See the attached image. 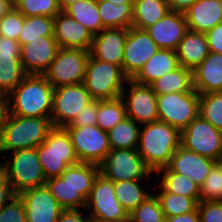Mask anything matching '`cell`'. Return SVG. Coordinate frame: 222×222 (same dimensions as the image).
<instances>
[{"label":"cell","mask_w":222,"mask_h":222,"mask_svg":"<svg viewBox=\"0 0 222 222\" xmlns=\"http://www.w3.org/2000/svg\"><path fill=\"white\" fill-rule=\"evenodd\" d=\"M54 88L44 75L27 74L6 96L8 113L21 117H50Z\"/></svg>","instance_id":"6da1fadb"},{"label":"cell","mask_w":222,"mask_h":222,"mask_svg":"<svg viewBox=\"0 0 222 222\" xmlns=\"http://www.w3.org/2000/svg\"><path fill=\"white\" fill-rule=\"evenodd\" d=\"M141 126L137 151L146 166L155 173L168 165L181 145V131L161 121Z\"/></svg>","instance_id":"7a4b0ae2"},{"label":"cell","mask_w":222,"mask_h":222,"mask_svg":"<svg viewBox=\"0 0 222 222\" xmlns=\"http://www.w3.org/2000/svg\"><path fill=\"white\" fill-rule=\"evenodd\" d=\"M53 129L50 117H21L7 112L1 130L2 152L36 148Z\"/></svg>","instance_id":"3957f363"},{"label":"cell","mask_w":222,"mask_h":222,"mask_svg":"<svg viewBox=\"0 0 222 222\" xmlns=\"http://www.w3.org/2000/svg\"><path fill=\"white\" fill-rule=\"evenodd\" d=\"M36 152L46 180L60 176L69 166L80 163L71 138L64 128H56L48 134Z\"/></svg>","instance_id":"277c9868"},{"label":"cell","mask_w":222,"mask_h":222,"mask_svg":"<svg viewBox=\"0 0 222 222\" xmlns=\"http://www.w3.org/2000/svg\"><path fill=\"white\" fill-rule=\"evenodd\" d=\"M127 79L118 65L89 56L83 84L92 99L121 97Z\"/></svg>","instance_id":"5b68a950"},{"label":"cell","mask_w":222,"mask_h":222,"mask_svg":"<svg viewBox=\"0 0 222 222\" xmlns=\"http://www.w3.org/2000/svg\"><path fill=\"white\" fill-rule=\"evenodd\" d=\"M11 153L6 162V180L15 195L46 183L36 148L16 150Z\"/></svg>","instance_id":"8992f818"},{"label":"cell","mask_w":222,"mask_h":222,"mask_svg":"<svg viewBox=\"0 0 222 222\" xmlns=\"http://www.w3.org/2000/svg\"><path fill=\"white\" fill-rule=\"evenodd\" d=\"M90 50L59 48L56 57L43 74L55 89L84 81Z\"/></svg>","instance_id":"52a82bcc"},{"label":"cell","mask_w":222,"mask_h":222,"mask_svg":"<svg viewBox=\"0 0 222 222\" xmlns=\"http://www.w3.org/2000/svg\"><path fill=\"white\" fill-rule=\"evenodd\" d=\"M152 173L137 149H111L99 165V174L113 182L143 180Z\"/></svg>","instance_id":"ba28073f"},{"label":"cell","mask_w":222,"mask_h":222,"mask_svg":"<svg viewBox=\"0 0 222 222\" xmlns=\"http://www.w3.org/2000/svg\"><path fill=\"white\" fill-rule=\"evenodd\" d=\"M158 121L165 122L180 131L199 115V93H169L157 95Z\"/></svg>","instance_id":"9c48e42d"},{"label":"cell","mask_w":222,"mask_h":222,"mask_svg":"<svg viewBox=\"0 0 222 222\" xmlns=\"http://www.w3.org/2000/svg\"><path fill=\"white\" fill-rule=\"evenodd\" d=\"M75 153L81 163L99 166L111 150L108 134L97 125L66 126Z\"/></svg>","instance_id":"30bf717a"},{"label":"cell","mask_w":222,"mask_h":222,"mask_svg":"<svg viewBox=\"0 0 222 222\" xmlns=\"http://www.w3.org/2000/svg\"><path fill=\"white\" fill-rule=\"evenodd\" d=\"M181 146L215 161H222V131L200 115L181 131Z\"/></svg>","instance_id":"8fae6325"},{"label":"cell","mask_w":222,"mask_h":222,"mask_svg":"<svg viewBox=\"0 0 222 222\" xmlns=\"http://www.w3.org/2000/svg\"><path fill=\"white\" fill-rule=\"evenodd\" d=\"M85 209L89 216L115 222H129V214L119 203L114 182L99 174L94 180Z\"/></svg>","instance_id":"7c38bea8"},{"label":"cell","mask_w":222,"mask_h":222,"mask_svg":"<svg viewBox=\"0 0 222 222\" xmlns=\"http://www.w3.org/2000/svg\"><path fill=\"white\" fill-rule=\"evenodd\" d=\"M91 98L83 82L54 89L51 120L56 128L69 125Z\"/></svg>","instance_id":"4fadbf2b"},{"label":"cell","mask_w":222,"mask_h":222,"mask_svg":"<svg viewBox=\"0 0 222 222\" xmlns=\"http://www.w3.org/2000/svg\"><path fill=\"white\" fill-rule=\"evenodd\" d=\"M126 86L129 88L128 91ZM125 87L121 98L125 103L126 116L139 125L158 121L157 94L151 86L127 79Z\"/></svg>","instance_id":"5bb4252c"},{"label":"cell","mask_w":222,"mask_h":222,"mask_svg":"<svg viewBox=\"0 0 222 222\" xmlns=\"http://www.w3.org/2000/svg\"><path fill=\"white\" fill-rule=\"evenodd\" d=\"M158 50L159 47L146 30L132 26L128 28L122 63L123 74L132 79Z\"/></svg>","instance_id":"9a60e30c"},{"label":"cell","mask_w":222,"mask_h":222,"mask_svg":"<svg viewBox=\"0 0 222 222\" xmlns=\"http://www.w3.org/2000/svg\"><path fill=\"white\" fill-rule=\"evenodd\" d=\"M25 206L27 222H57L64 210L46 184L19 194Z\"/></svg>","instance_id":"2e32d148"},{"label":"cell","mask_w":222,"mask_h":222,"mask_svg":"<svg viewBox=\"0 0 222 222\" xmlns=\"http://www.w3.org/2000/svg\"><path fill=\"white\" fill-rule=\"evenodd\" d=\"M54 37H40L22 45L20 60L26 74L43 75L59 50Z\"/></svg>","instance_id":"e0dca14e"},{"label":"cell","mask_w":222,"mask_h":222,"mask_svg":"<svg viewBox=\"0 0 222 222\" xmlns=\"http://www.w3.org/2000/svg\"><path fill=\"white\" fill-rule=\"evenodd\" d=\"M218 161L179 146L166 168L174 173L189 178L201 187L207 175Z\"/></svg>","instance_id":"ac0fdd59"},{"label":"cell","mask_w":222,"mask_h":222,"mask_svg":"<svg viewBox=\"0 0 222 222\" xmlns=\"http://www.w3.org/2000/svg\"><path fill=\"white\" fill-rule=\"evenodd\" d=\"M128 28H104L93 36L90 55L122 69L124 45Z\"/></svg>","instance_id":"d6986e66"},{"label":"cell","mask_w":222,"mask_h":222,"mask_svg":"<svg viewBox=\"0 0 222 222\" xmlns=\"http://www.w3.org/2000/svg\"><path fill=\"white\" fill-rule=\"evenodd\" d=\"M54 38L60 48L90 50L93 34L61 10L54 17Z\"/></svg>","instance_id":"ffe728a7"},{"label":"cell","mask_w":222,"mask_h":222,"mask_svg":"<svg viewBox=\"0 0 222 222\" xmlns=\"http://www.w3.org/2000/svg\"><path fill=\"white\" fill-rule=\"evenodd\" d=\"M146 31L159 48L175 51L188 31V25L184 13L169 11Z\"/></svg>","instance_id":"44dd1931"},{"label":"cell","mask_w":222,"mask_h":222,"mask_svg":"<svg viewBox=\"0 0 222 222\" xmlns=\"http://www.w3.org/2000/svg\"><path fill=\"white\" fill-rule=\"evenodd\" d=\"M184 15L188 30L206 33L222 23L221 0H197Z\"/></svg>","instance_id":"7402d4cb"},{"label":"cell","mask_w":222,"mask_h":222,"mask_svg":"<svg viewBox=\"0 0 222 222\" xmlns=\"http://www.w3.org/2000/svg\"><path fill=\"white\" fill-rule=\"evenodd\" d=\"M193 87L199 94L222 92V54L209 52L193 70Z\"/></svg>","instance_id":"603a6c76"},{"label":"cell","mask_w":222,"mask_h":222,"mask_svg":"<svg viewBox=\"0 0 222 222\" xmlns=\"http://www.w3.org/2000/svg\"><path fill=\"white\" fill-rule=\"evenodd\" d=\"M175 51L179 65L193 71L209 54L205 33L188 30Z\"/></svg>","instance_id":"cb8c5ba5"},{"label":"cell","mask_w":222,"mask_h":222,"mask_svg":"<svg viewBox=\"0 0 222 222\" xmlns=\"http://www.w3.org/2000/svg\"><path fill=\"white\" fill-rule=\"evenodd\" d=\"M178 66L176 51L159 48L132 79L137 83L150 85Z\"/></svg>","instance_id":"d4e9b609"},{"label":"cell","mask_w":222,"mask_h":222,"mask_svg":"<svg viewBox=\"0 0 222 222\" xmlns=\"http://www.w3.org/2000/svg\"><path fill=\"white\" fill-rule=\"evenodd\" d=\"M170 11L166 0H135L132 27L146 30Z\"/></svg>","instance_id":"484cf974"},{"label":"cell","mask_w":222,"mask_h":222,"mask_svg":"<svg viewBox=\"0 0 222 222\" xmlns=\"http://www.w3.org/2000/svg\"><path fill=\"white\" fill-rule=\"evenodd\" d=\"M157 95L190 92L193 87V71L183 66L166 73L150 84Z\"/></svg>","instance_id":"4316f807"},{"label":"cell","mask_w":222,"mask_h":222,"mask_svg":"<svg viewBox=\"0 0 222 222\" xmlns=\"http://www.w3.org/2000/svg\"><path fill=\"white\" fill-rule=\"evenodd\" d=\"M99 16L104 28H130L133 18V3L115 5L97 1Z\"/></svg>","instance_id":"83f0119b"},{"label":"cell","mask_w":222,"mask_h":222,"mask_svg":"<svg viewBox=\"0 0 222 222\" xmlns=\"http://www.w3.org/2000/svg\"><path fill=\"white\" fill-rule=\"evenodd\" d=\"M98 175L99 166L80 162L69 166L60 177L70 183L87 200Z\"/></svg>","instance_id":"f1b7e54d"},{"label":"cell","mask_w":222,"mask_h":222,"mask_svg":"<svg viewBox=\"0 0 222 222\" xmlns=\"http://www.w3.org/2000/svg\"><path fill=\"white\" fill-rule=\"evenodd\" d=\"M46 186L59 205L64 209H85L86 199L70 183L60 176L46 180Z\"/></svg>","instance_id":"f546056e"},{"label":"cell","mask_w":222,"mask_h":222,"mask_svg":"<svg viewBox=\"0 0 222 222\" xmlns=\"http://www.w3.org/2000/svg\"><path fill=\"white\" fill-rule=\"evenodd\" d=\"M140 128L141 126L129 117L120 121L107 132L111 149H137Z\"/></svg>","instance_id":"4dcf8cb0"},{"label":"cell","mask_w":222,"mask_h":222,"mask_svg":"<svg viewBox=\"0 0 222 222\" xmlns=\"http://www.w3.org/2000/svg\"><path fill=\"white\" fill-rule=\"evenodd\" d=\"M20 55H0V94L7 96L26 76Z\"/></svg>","instance_id":"1f68e13d"},{"label":"cell","mask_w":222,"mask_h":222,"mask_svg":"<svg viewBox=\"0 0 222 222\" xmlns=\"http://www.w3.org/2000/svg\"><path fill=\"white\" fill-rule=\"evenodd\" d=\"M72 18L84 25L93 36L104 29L101 22L97 0H80L70 5L66 10Z\"/></svg>","instance_id":"d6a6232c"},{"label":"cell","mask_w":222,"mask_h":222,"mask_svg":"<svg viewBox=\"0 0 222 222\" xmlns=\"http://www.w3.org/2000/svg\"><path fill=\"white\" fill-rule=\"evenodd\" d=\"M161 174L160 186L165 192L191 198H200V187L181 174L169 171L166 167L155 172Z\"/></svg>","instance_id":"836d02e7"},{"label":"cell","mask_w":222,"mask_h":222,"mask_svg":"<svg viewBox=\"0 0 222 222\" xmlns=\"http://www.w3.org/2000/svg\"><path fill=\"white\" fill-rule=\"evenodd\" d=\"M126 108L121 97L97 100V126L108 132L125 119Z\"/></svg>","instance_id":"e575fe53"},{"label":"cell","mask_w":222,"mask_h":222,"mask_svg":"<svg viewBox=\"0 0 222 222\" xmlns=\"http://www.w3.org/2000/svg\"><path fill=\"white\" fill-rule=\"evenodd\" d=\"M141 182L143 180L114 182L116 197L128 214L152 194L141 187Z\"/></svg>","instance_id":"d590c367"},{"label":"cell","mask_w":222,"mask_h":222,"mask_svg":"<svg viewBox=\"0 0 222 222\" xmlns=\"http://www.w3.org/2000/svg\"><path fill=\"white\" fill-rule=\"evenodd\" d=\"M40 37H54V18L47 16L25 17L18 37L20 46L29 43V40L40 39Z\"/></svg>","instance_id":"8d00e7d4"},{"label":"cell","mask_w":222,"mask_h":222,"mask_svg":"<svg viewBox=\"0 0 222 222\" xmlns=\"http://www.w3.org/2000/svg\"><path fill=\"white\" fill-rule=\"evenodd\" d=\"M159 191L156 197L161 205L165 218L195 211L200 202V198L176 195L165 192L162 188H160Z\"/></svg>","instance_id":"74e56055"},{"label":"cell","mask_w":222,"mask_h":222,"mask_svg":"<svg viewBox=\"0 0 222 222\" xmlns=\"http://www.w3.org/2000/svg\"><path fill=\"white\" fill-rule=\"evenodd\" d=\"M199 115L222 131V92L199 94Z\"/></svg>","instance_id":"f35d334b"},{"label":"cell","mask_w":222,"mask_h":222,"mask_svg":"<svg viewBox=\"0 0 222 222\" xmlns=\"http://www.w3.org/2000/svg\"><path fill=\"white\" fill-rule=\"evenodd\" d=\"M13 6L25 17H55L60 11L57 0H13Z\"/></svg>","instance_id":"ab89813d"},{"label":"cell","mask_w":222,"mask_h":222,"mask_svg":"<svg viewBox=\"0 0 222 222\" xmlns=\"http://www.w3.org/2000/svg\"><path fill=\"white\" fill-rule=\"evenodd\" d=\"M129 222H165V215L156 195L151 194L129 213Z\"/></svg>","instance_id":"60d3db41"},{"label":"cell","mask_w":222,"mask_h":222,"mask_svg":"<svg viewBox=\"0 0 222 222\" xmlns=\"http://www.w3.org/2000/svg\"><path fill=\"white\" fill-rule=\"evenodd\" d=\"M200 201H222V161L213 166L200 187Z\"/></svg>","instance_id":"b9f144b4"},{"label":"cell","mask_w":222,"mask_h":222,"mask_svg":"<svg viewBox=\"0 0 222 222\" xmlns=\"http://www.w3.org/2000/svg\"><path fill=\"white\" fill-rule=\"evenodd\" d=\"M25 16L14 6L0 18V36L18 41Z\"/></svg>","instance_id":"7bdbcfd3"},{"label":"cell","mask_w":222,"mask_h":222,"mask_svg":"<svg viewBox=\"0 0 222 222\" xmlns=\"http://www.w3.org/2000/svg\"><path fill=\"white\" fill-rule=\"evenodd\" d=\"M0 222H27L25 206L19 195L12 197L0 209Z\"/></svg>","instance_id":"ee69618b"},{"label":"cell","mask_w":222,"mask_h":222,"mask_svg":"<svg viewBox=\"0 0 222 222\" xmlns=\"http://www.w3.org/2000/svg\"><path fill=\"white\" fill-rule=\"evenodd\" d=\"M197 211L200 222H222V201H200Z\"/></svg>","instance_id":"f6af8a7d"},{"label":"cell","mask_w":222,"mask_h":222,"mask_svg":"<svg viewBox=\"0 0 222 222\" xmlns=\"http://www.w3.org/2000/svg\"><path fill=\"white\" fill-rule=\"evenodd\" d=\"M97 125V100H92L84 107L67 126Z\"/></svg>","instance_id":"bcb514c9"},{"label":"cell","mask_w":222,"mask_h":222,"mask_svg":"<svg viewBox=\"0 0 222 222\" xmlns=\"http://www.w3.org/2000/svg\"><path fill=\"white\" fill-rule=\"evenodd\" d=\"M209 52L222 54V23L205 33Z\"/></svg>","instance_id":"7dc6e473"},{"label":"cell","mask_w":222,"mask_h":222,"mask_svg":"<svg viewBox=\"0 0 222 222\" xmlns=\"http://www.w3.org/2000/svg\"><path fill=\"white\" fill-rule=\"evenodd\" d=\"M80 209L63 210L57 222H90V216L87 214L83 216Z\"/></svg>","instance_id":"c3c4849f"},{"label":"cell","mask_w":222,"mask_h":222,"mask_svg":"<svg viewBox=\"0 0 222 222\" xmlns=\"http://www.w3.org/2000/svg\"><path fill=\"white\" fill-rule=\"evenodd\" d=\"M20 50L18 41L0 36V55H20Z\"/></svg>","instance_id":"681fc988"},{"label":"cell","mask_w":222,"mask_h":222,"mask_svg":"<svg viewBox=\"0 0 222 222\" xmlns=\"http://www.w3.org/2000/svg\"><path fill=\"white\" fill-rule=\"evenodd\" d=\"M15 194L9 182L5 179L0 182V209L12 198Z\"/></svg>","instance_id":"f907efd6"},{"label":"cell","mask_w":222,"mask_h":222,"mask_svg":"<svg viewBox=\"0 0 222 222\" xmlns=\"http://www.w3.org/2000/svg\"><path fill=\"white\" fill-rule=\"evenodd\" d=\"M165 222H200V217L197 209L183 215H176L172 217H166Z\"/></svg>","instance_id":"816d5d0a"},{"label":"cell","mask_w":222,"mask_h":222,"mask_svg":"<svg viewBox=\"0 0 222 222\" xmlns=\"http://www.w3.org/2000/svg\"><path fill=\"white\" fill-rule=\"evenodd\" d=\"M170 11L184 13L188 10L197 0H166Z\"/></svg>","instance_id":"f5cc1de1"},{"label":"cell","mask_w":222,"mask_h":222,"mask_svg":"<svg viewBox=\"0 0 222 222\" xmlns=\"http://www.w3.org/2000/svg\"><path fill=\"white\" fill-rule=\"evenodd\" d=\"M7 112V97L0 94V131L2 130Z\"/></svg>","instance_id":"db71d44e"},{"label":"cell","mask_w":222,"mask_h":222,"mask_svg":"<svg viewBox=\"0 0 222 222\" xmlns=\"http://www.w3.org/2000/svg\"><path fill=\"white\" fill-rule=\"evenodd\" d=\"M13 7V0H0V18Z\"/></svg>","instance_id":"11a10c76"},{"label":"cell","mask_w":222,"mask_h":222,"mask_svg":"<svg viewBox=\"0 0 222 222\" xmlns=\"http://www.w3.org/2000/svg\"><path fill=\"white\" fill-rule=\"evenodd\" d=\"M57 1L60 6V9L65 11L70 5L76 3L77 1H80V0H57Z\"/></svg>","instance_id":"9f6ffc18"},{"label":"cell","mask_w":222,"mask_h":222,"mask_svg":"<svg viewBox=\"0 0 222 222\" xmlns=\"http://www.w3.org/2000/svg\"><path fill=\"white\" fill-rule=\"evenodd\" d=\"M6 179V163L0 162V182Z\"/></svg>","instance_id":"6f0895ef"},{"label":"cell","mask_w":222,"mask_h":222,"mask_svg":"<svg viewBox=\"0 0 222 222\" xmlns=\"http://www.w3.org/2000/svg\"><path fill=\"white\" fill-rule=\"evenodd\" d=\"M97 1H107V2H112L115 5H119L121 3H134L135 0H97Z\"/></svg>","instance_id":"680465c9"},{"label":"cell","mask_w":222,"mask_h":222,"mask_svg":"<svg viewBox=\"0 0 222 222\" xmlns=\"http://www.w3.org/2000/svg\"><path fill=\"white\" fill-rule=\"evenodd\" d=\"M90 222H115V221H108V220H102L99 218L90 217Z\"/></svg>","instance_id":"91938a15"},{"label":"cell","mask_w":222,"mask_h":222,"mask_svg":"<svg viewBox=\"0 0 222 222\" xmlns=\"http://www.w3.org/2000/svg\"><path fill=\"white\" fill-rule=\"evenodd\" d=\"M0 153H3L1 149V131H0Z\"/></svg>","instance_id":"94428289"}]
</instances>
